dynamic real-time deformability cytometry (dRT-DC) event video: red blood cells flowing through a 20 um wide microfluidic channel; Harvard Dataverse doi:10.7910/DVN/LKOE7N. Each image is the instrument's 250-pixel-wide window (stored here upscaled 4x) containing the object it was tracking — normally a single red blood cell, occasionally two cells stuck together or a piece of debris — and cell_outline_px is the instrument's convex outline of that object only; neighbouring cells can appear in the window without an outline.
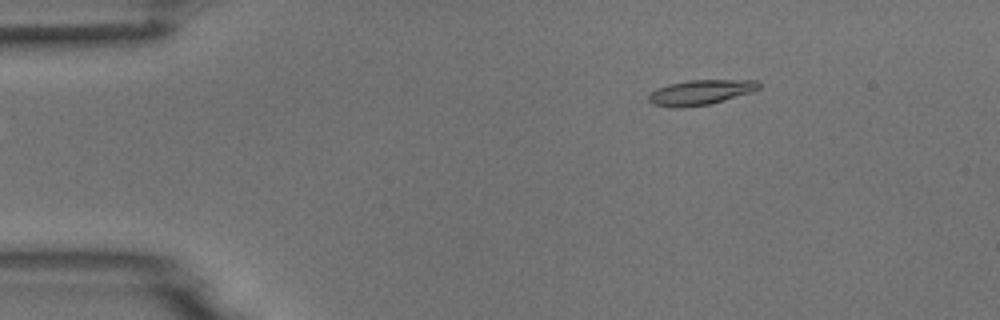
{"species": "common noctule bat (a hibernating species)", "species_latin": "Nyctalus noctula", "temperature_condition": "room temperature", "stored_images_in_passage": 5, "camera_frame_rate_fps": 3000, "um_per_image_px": 0.085, "animal": {"sex": "male", "body_mass_g": 18.8}, "frame": {"image": 1, "passage_image": 3, "time_ms": 2.333, "image_size_px": [1000, 320], "cell_outline_px": [[760, 88], [752, 92], [708, 104], [680, 108], [676, 108], [652, 104], [648, 100], [648, 96], [656, 88], [668, 84], [688, 80], [756, 80], [760, 84]], "centroid_in_image_um": [59.52, 7.84], "position_along_channel_um": 25.5, "area_um2": 15.95}}